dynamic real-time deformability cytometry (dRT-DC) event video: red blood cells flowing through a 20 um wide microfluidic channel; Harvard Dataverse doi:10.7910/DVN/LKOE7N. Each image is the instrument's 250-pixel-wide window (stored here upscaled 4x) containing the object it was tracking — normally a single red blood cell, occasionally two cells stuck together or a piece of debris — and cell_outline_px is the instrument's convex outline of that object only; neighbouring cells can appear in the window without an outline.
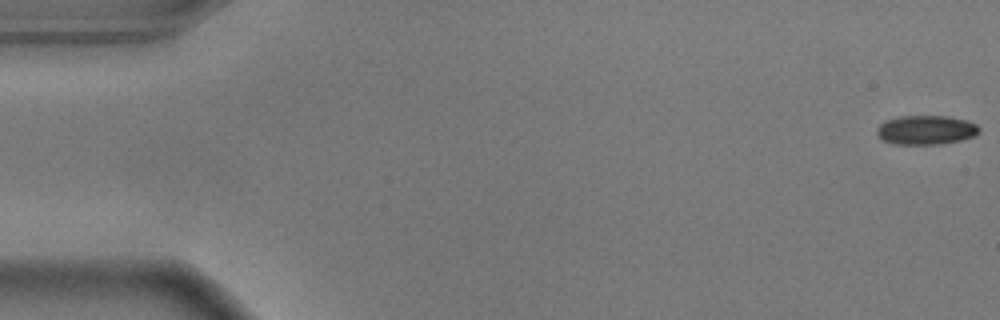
{"species": "common noctule bat (a hibernating species)", "species_latin": "Nyctalus noctula", "temperature_condition": "warm", "stored_images_in_passage": 56, "camera_frame_rate_fps": 3000, "um_per_image_px": 0.085, "animal": {"sex": "male", "body_mass_g": 17.9}, "frame": {"image": 1, "passage_image": 1, "time_ms": 0.0, "image_size_px": [1000, 320], "cell_outline_px": [[980, 132], [972, 136], [960, 140], [940, 144], [892, 144], [880, 140], [876, 132], [876, 128], [884, 120], [896, 116], [948, 116], [964, 120], [976, 124], [980, 128]], "centroid_in_image_um": [78.64, 11.04], "position_along_channel_um": 6.4, "area_um2": 17.57}}
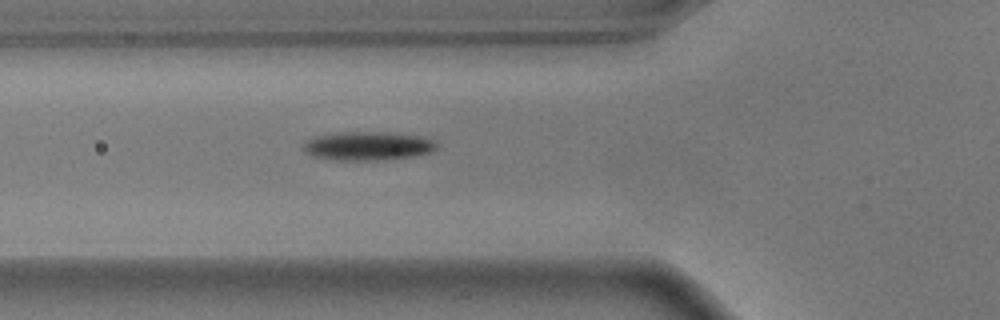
{"frame": {"image": 2, "passage_image": 20, "time_ms": 6.333, "image_size_px": [1000, 320], "cell_outline_px": [[440, 144], [432, 152], [416, 156], [384, 160], [332, 160], [312, 156], [304, 152], [300, 148], [308, 140], [316, 136], [336, 132], [388, 132], [416, 136], [432, 140]], "centroid_in_image_um": [31.24, 12.42], "position_along_channel_um": 94.6, "area_um2": 22.54}}
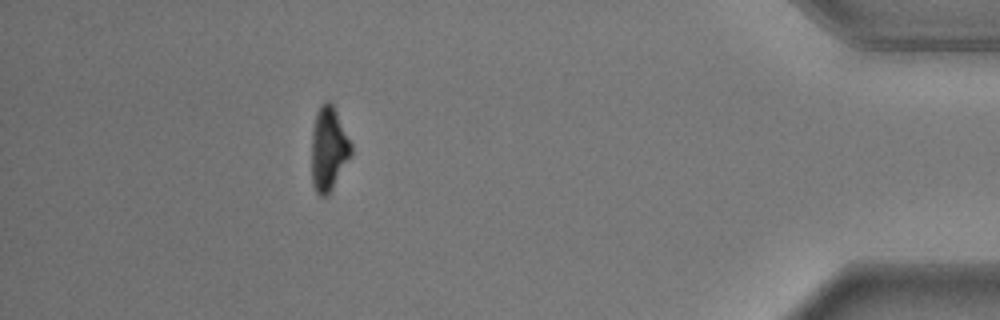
{"frame": {"image": 3, "passage_image": 50, "time_ms": 16.333, "image_size_px": [1000, 320], "cell_outline_px": [[352, 152], [328, 196], [320, 196], [316, 192], [312, 184], [312, 128], [316, 112], [320, 104], [324, 100], [328, 100], [332, 104], [352, 144]], "centroid_in_image_um": [27.91, 12.63], "position_along_channel_um": 407.3, "area_um2": 19.25}, "authors_computed_cell_mechanics": {"area_um2": 20.0855, "velocity_mm_per_s": 3.6488, "shape_relaxation_time_tau1_ms": 2.594, "shape_relaxation_time_tau2_ms": null, "deformation_change_tau1": 0.1371, "deformation_change_tau2": null}}